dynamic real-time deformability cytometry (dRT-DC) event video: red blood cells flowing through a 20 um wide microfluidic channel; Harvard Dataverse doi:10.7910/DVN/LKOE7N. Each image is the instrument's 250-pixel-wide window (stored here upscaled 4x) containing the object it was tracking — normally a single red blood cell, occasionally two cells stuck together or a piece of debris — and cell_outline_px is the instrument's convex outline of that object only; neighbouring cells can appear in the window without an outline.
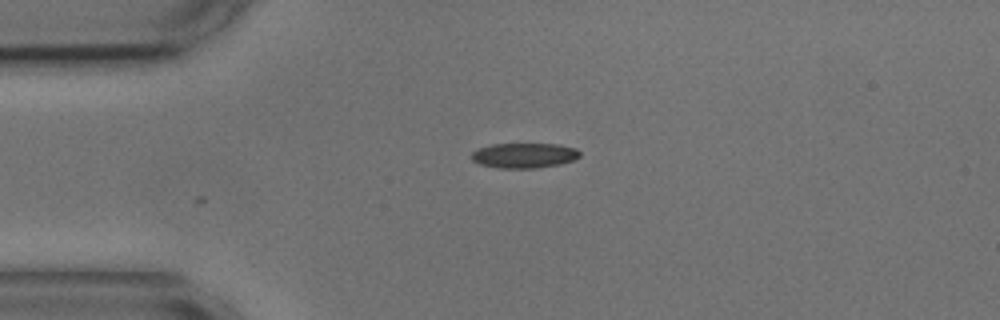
{"species": "common noctule bat (a hibernating species)", "species_latin": "Nyctalus noctula", "temperature_condition": "cold", "stored_images_in_passage": 5, "camera_frame_rate_fps": 3000, "um_per_image_px": 0.085, "animal": {"sex": "male", "body_mass_g": 17.9, "forearm_length_mm": 54.2}, "frame": {"image": 1, "passage_image": 5, "time_ms": 1.333, "image_size_px": [1000, 320], "cell_outline_px": [[580, 156], [572, 160], [560, 164], [536, 168], [500, 168], [480, 164], [472, 160], [472, 152], [480, 148], [492, 144], [560, 144], [576, 148], [580, 152]], "centroid_in_image_um": [44.58, 13.21], "position_along_channel_um": 40.4, "area_um2": 15.72}}